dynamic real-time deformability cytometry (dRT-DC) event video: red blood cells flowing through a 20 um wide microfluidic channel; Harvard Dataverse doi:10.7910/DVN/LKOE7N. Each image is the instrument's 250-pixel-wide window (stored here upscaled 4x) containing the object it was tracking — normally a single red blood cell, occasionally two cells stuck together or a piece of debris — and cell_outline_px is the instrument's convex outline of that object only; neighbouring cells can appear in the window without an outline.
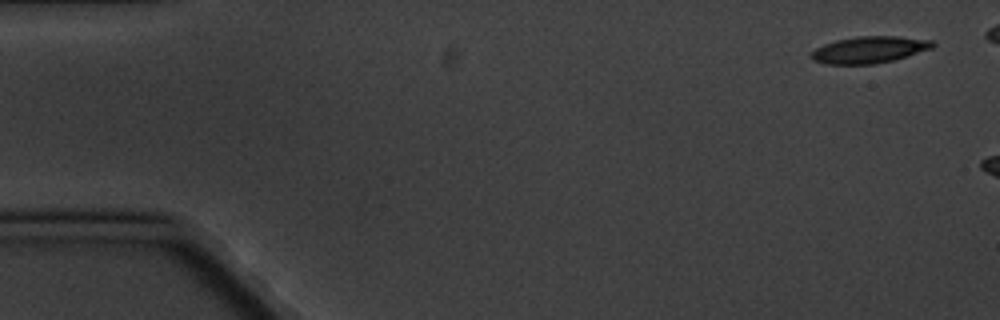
{"species": "common noctule bat (a hibernating species)", "species_latin": "Nyctalus noctula", "temperature_condition": "cold", "stored_images_in_passage": 3, "camera_frame_rate_fps": 3000, "um_per_image_px": 0.085, "animal": {"sex": "male", "body_mass_g": 20.1, "forearm_length_mm": 53.5}, "frame": {"image": 1, "passage_image": 1, "time_ms": 0.0, "image_size_px": [1000, 320], "cell_outline_px": [[936, 44], [932, 48], [892, 60], [876, 64], [824, 64], [812, 60], [808, 56], [816, 48], [824, 44], [836, 40], [856, 36], [896, 36], [936, 40]], "centroid_in_image_um": [73.87, 4.22], "position_along_channel_um": 11.1, "area_um2": 19.02}}